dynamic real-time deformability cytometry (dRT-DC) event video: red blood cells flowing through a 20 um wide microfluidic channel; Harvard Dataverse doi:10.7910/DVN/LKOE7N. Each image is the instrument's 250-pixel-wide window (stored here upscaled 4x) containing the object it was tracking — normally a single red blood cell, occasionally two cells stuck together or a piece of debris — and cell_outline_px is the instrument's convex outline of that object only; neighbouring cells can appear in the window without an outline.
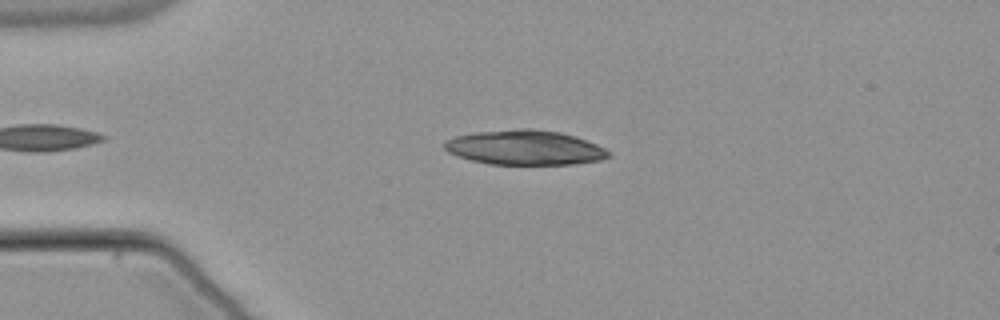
{"species": "common noctule bat (a hibernating species)", "species_latin": "Nyctalus noctula", "temperature_condition": "warm", "stored_images_in_passage": 44, "camera_frame_rate_fps": 3000, "um_per_image_px": 0.085, "animal": {"sex": "male", "body_mass_g": 21.5, "forearm_length_mm": 52.0}, "frame": {"image": 1, "passage_image": 10, "time_ms": 3.0, "image_size_px": [1000, 320], "cell_outline_px": [[612, 156], [600, 160], [576, 164], [488, 164], [472, 160], [448, 152], [444, 148], [444, 140], [456, 136], [476, 132], [520, 128], [528, 128], [560, 132], [576, 136], [596, 144], [612, 152]], "centroid_in_image_um": [44.64, 12.54], "position_along_channel_um": 40.4, "area_um2": 33.23}}